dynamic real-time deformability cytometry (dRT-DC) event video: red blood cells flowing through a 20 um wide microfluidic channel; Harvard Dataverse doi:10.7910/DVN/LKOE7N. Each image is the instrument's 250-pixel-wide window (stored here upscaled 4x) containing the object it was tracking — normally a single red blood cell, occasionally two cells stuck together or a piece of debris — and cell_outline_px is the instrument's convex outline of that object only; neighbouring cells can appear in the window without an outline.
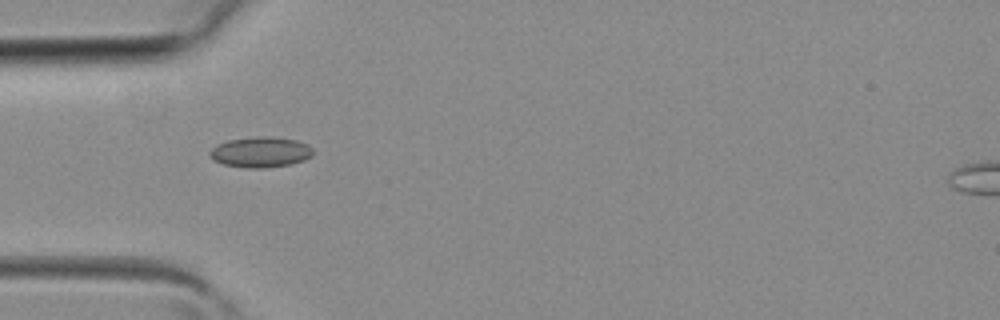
{"species": "common noctule bat (a hibernating species)", "species_latin": "Nyctalus noctula", "temperature_condition": "room temperature", "stored_images_in_passage": 4, "camera_frame_rate_fps": 3000, "um_per_image_px": 0.085, "animal": {"sex": "female", "body_mass_g": 19.3, "forearm_length_mm": 54.1}, "frame": {"image": 1, "passage_image": 3, "time_ms": 0.667, "image_size_px": [1000, 320], "cell_outline_px": [[312, 156], [304, 160], [288, 164], [264, 168], [244, 168], [224, 164], [216, 160], [208, 152], [212, 148], [228, 140], [296, 140], [308, 144], [312, 148]], "centroid_in_image_um": [22.17, 13.0], "position_along_channel_um": 62.8, "area_um2": 16.99}}
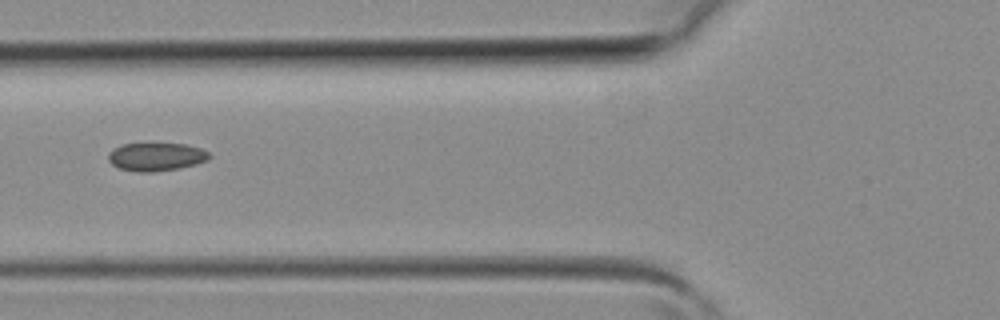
{"frame": {"image": 2, "passage_image": 4, "time_ms": 1.0, "image_size_px": [1000, 320], "cell_outline_px": [[212, 156], [208, 160], [196, 164], [180, 168], [152, 172], [136, 172], [120, 168], [112, 164], [108, 160], [108, 152], [112, 148], [120, 144], [184, 144], [200, 148], [208, 152]], "centroid_in_image_um": [13.26, 13.33], "position_along_channel_um": 112.5, "area_um2": 16.65}}